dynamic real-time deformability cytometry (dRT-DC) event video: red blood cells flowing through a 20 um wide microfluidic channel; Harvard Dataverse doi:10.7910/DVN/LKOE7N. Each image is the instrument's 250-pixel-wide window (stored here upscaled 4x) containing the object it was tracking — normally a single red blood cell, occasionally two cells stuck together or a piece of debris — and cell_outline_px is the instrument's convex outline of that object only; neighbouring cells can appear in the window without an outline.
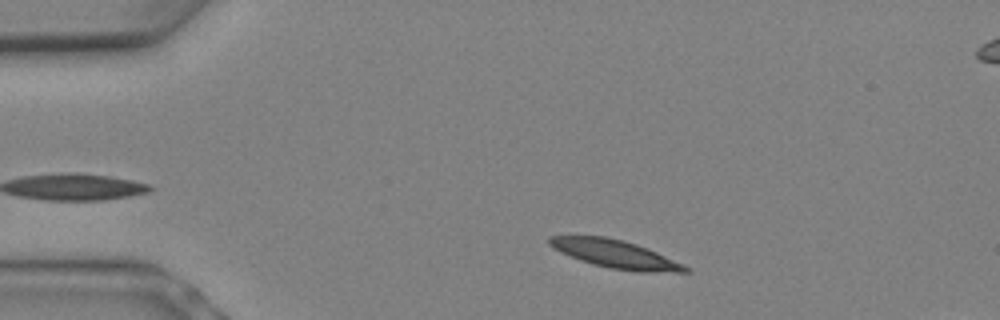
{"species": "Egyptian fruit bat (a non-hibernating species)", "species_latin": "Rousettus aegyptiacus", "temperature_condition": "warm", "stored_images_in_passage": 6, "camera_frame_rate_fps": 3000, "um_per_image_px": 0.085, "animal": {"sex": "female"}, "frame": {"image": 1, "passage_image": 1, "time_ms": 0.0, "image_size_px": [1000, 320], "cell_outline_px": [[692, 272], [640, 272], [608, 268], [592, 264], [580, 260], [560, 252], [552, 248], [548, 244], [548, 236], [604, 236], [624, 240], [648, 248], [692, 268]], "centroid_in_image_um": [52.32, 21.6], "position_along_channel_um": 32.7, "area_um2": 22.43}}
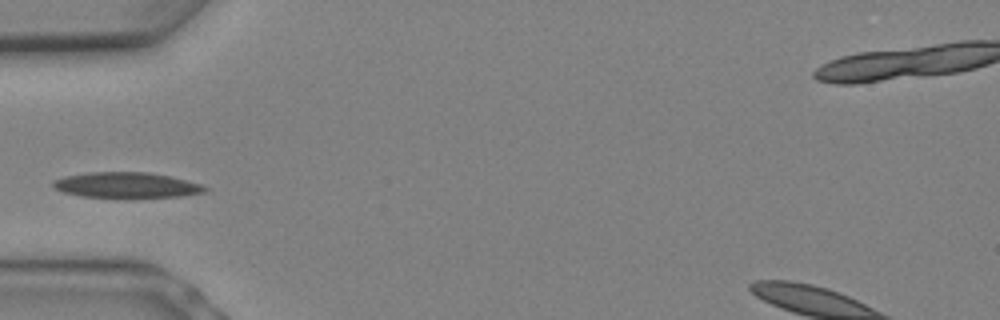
{"frame": {"image": 2, "passage_image": 4, "time_ms": 1.0, "image_size_px": [1000, 320], "cell_outline_px": [[208, 188], [204, 192], [180, 196], [124, 200], [116, 200], [80, 196], [64, 192], [56, 188], [52, 184], [52, 180], [64, 176], [88, 172], [148, 172], [172, 176], [200, 184]], "centroid_in_image_um": [10.73, 15.77], "position_along_channel_um": 74.3, "area_um2": 23.58}}